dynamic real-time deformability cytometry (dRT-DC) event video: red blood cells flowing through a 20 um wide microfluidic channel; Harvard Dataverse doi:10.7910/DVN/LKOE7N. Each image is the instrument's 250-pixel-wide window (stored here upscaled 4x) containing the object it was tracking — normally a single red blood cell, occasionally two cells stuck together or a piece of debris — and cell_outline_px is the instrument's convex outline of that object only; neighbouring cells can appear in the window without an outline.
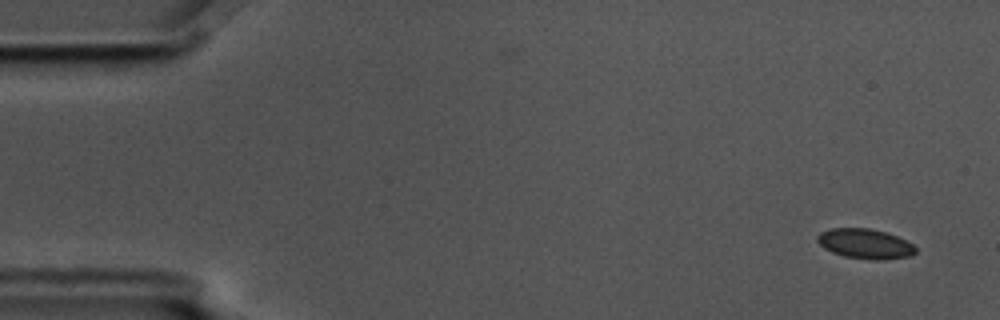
{"species": "common noctule bat (a hibernating species)", "species_latin": "Nyctalus noctula", "temperature_condition": "cold", "stored_images_in_passage": 4, "camera_frame_rate_fps": 3000, "um_per_image_px": 0.085, "animal": {"sex": "male", "body_mass_g": 17.5, "forearm_length_mm": 52.3}, "frame": {"image": 1, "passage_image": 1, "time_ms": 0.0, "image_size_px": [1000, 320], "cell_outline_px": [[916, 252], [912, 256], [880, 260], [872, 260], [844, 256], [832, 252], [824, 248], [816, 240], [816, 236], [820, 232], [832, 228], [868, 228], [884, 232], [896, 236], [912, 244], [916, 248]], "centroid_in_image_um": [73.52, 20.72], "position_along_channel_um": 11.5, "area_um2": 17.05}}